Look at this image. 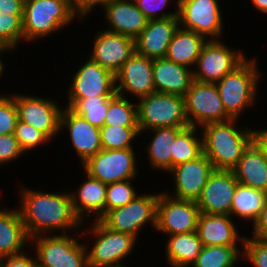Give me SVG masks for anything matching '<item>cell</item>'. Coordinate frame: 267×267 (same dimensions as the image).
I'll use <instances>...</instances> for the list:
<instances>
[{"instance_id": "cell-1", "label": "cell", "mask_w": 267, "mask_h": 267, "mask_svg": "<svg viewBox=\"0 0 267 267\" xmlns=\"http://www.w3.org/2000/svg\"><path fill=\"white\" fill-rule=\"evenodd\" d=\"M19 192L18 210L29 238L57 230L67 234L83 224L73 209L70 193H46L27 187Z\"/></svg>"}, {"instance_id": "cell-2", "label": "cell", "mask_w": 267, "mask_h": 267, "mask_svg": "<svg viewBox=\"0 0 267 267\" xmlns=\"http://www.w3.org/2000/svg\"><path fill=\"white\" fill-rule=\"evenodd\" d=\"M238 119L209 123L203 129V153L216 170H232L244 151L254 141L255 130L239 128L234 125Z\"/></svg>"}, {"instance_id": "cell-3", "label": "cell", "mask_w": 267, "mask_h": 267, "mask_svg": "<svg viewBox=\"0 0 267 267\" xmlns=\"http://www.w3.org/2000/svg\"><path fill=\"white\" fill-rule=\"evenodd\" d=\"M256 59H247L217 83V89L226 113L238 119L244 109L255 104L260 79Z\"/></svg>"}, {"instance_id": "cell-4", "label": "cell", "mask_w": 267, "mask_h": 267, "mask_svg": "<svg viewBox=\"0 0 267 267\" xmlns=\"http://www.w3.org/2000/svg\"><path fill=\"white\" fill-rule=\"evenodd\" d=\"M68 0H25L23 11L24 40L35 41L69 26L79 17Z\"/></svg>"}, {"instance_id": "cell-5", "label": "cell", "mask_w": 267, "mask_h": 267, "mask_svg": "<svg viewBox=\"0 0 267 267\" xmlns=\"http://www.w3.org/2000/svg\"><path fill=\"white\" fill-rule=\"evenodd\" d=\"M138 129L141 132L162 127H189L184 97L154 92L139 98Z\"/></svg>"}, {"instance_id": "cell-6", "label": "cell", "mask_w": 267, "mask_h": 267, "mask_svg": "<svg viewBox=\"0 0 267 267\" xmlns=\"http://www.w3.org/2000/svg\"><path fill=\"white\" fill-rule=\"evenodd\" d=\"M35 244L36 263L39 267H88L87 246L71 238L69 233L30 238Z\"/></svg>"}, {"instance_id": "cell-7", "label": "cell", "mask_w": 267, "mask_h": 267, "mask_svg": "<svg viewBox=\"0 0 267 267\" xmlns=\"http://www.w3.org/2000/svg\"><path fill=\"white\" fill-rule=\"evenodd\" d=\"M89 229V234L96 240L87 252L88 267L122 265L120 262L131 254L137 241L131 234L109 229L101 220H95Z\"/></svg>"}, {"instance_id": "cell-8", "label": "cell", "mask_w": 267, "mask_h": 267, "mask_svg": "<svg viewBox=\"0 0 267 267\" xmlns=\"http://www.w3.org/2000/svg\"><path fill=\"white\" fill-rule=\"evenodd\" d=\"M185 115L190 126L232 119L225 111L216 84L193 81L184 95Z\"/></svg>"}, {"instance_id": "cell-9", "label": "cell", "mask_w": 267, "mask_h": 267, "mask_svg": "<svg viewBox=\"0 0 267 267\" xmlns=\"http://www.w3.org/2000/svg\"><path fill=\"white\" fill-rule=\"evenodd\" d=\"M160 193L138 194L130 203L108 211L100 220L114 231L138 237L139 231L151 222L156 228L157 202ZM138 233V234H137Z\"/></svg>"}, {"instance_id": "cell-10", "label": "cell", "mask_w": 267, "mask_h": 267, "mask_svg": "<svg viewBox=\"0 0 267 267\" xmlns=\"http://www.w3.org/2000/svg\"><path fill=\"white\" fill-rule=\"evenodd\" d=\"M246 59L241 51L230 49L220 39L207 40L198 56L196 71L193 69V78L200 83L216 84Z\"/></svg>"}, {"instance_id": "cell-11", "label": "cell", "mask_w": 267, "mask_h": 267, "mask_svg": "<svg viewBox=\"0 0 267 267\" xmlns=\"http://www.w3.org/2000/svg\"><path fill=\"white\" fill-rule=\"evenodd\" d=\"M176 6L181 28L194 31L208 40H219L223 19L217 0H177Z\"/></svg>"}, {"instance_id": "cell-12", "label": "cell", "mask_w": 267, "mask_h": 267, "mask_svg": "<svg viewBox=\"0 0 267 267\" xmlns=\"http://www.w3.org/2000/svg\"><path fill=\"white\" fill-rule=\"evenodd\" d=\"M135 156L133 148L101 149L83 163L82 167L90 177L106 184L134 179L138 173Z\"/></svg>"}, {"instance_id": "cell-13", "label": "cell", "mask_w": 267, "mask_h": 267, "mask_svg": "<svg viewBox=\"0 0 267 267\" xmlns=\"http://www.w3.org/2000/svg\"><path fill=\"white\" fill-rule=\"evenodd\" d=\"M200 210L196 201L174 198L168 192L159 194L156 228L163 234L176 235L197 231Z\"/></svg>"}, {"instance_id": "cell-14", "label": "cell", "mask_w": 267, "mask_h": 267, "mask_svg": "<svg viewBox=\"0 0 267 267\" xmlns=\"http://www.w3.org/2000/svg\"><path fill=\"white\" fill-rule=\"evenodd\" d=\"M19 121L43 132L51 141L61 132L62 108L55 101L34 96L15 95Z\"/></svg>"}, {"instance_id": "cell-15", "label": "cell", "mask_w": 267, "mask_h": 267, "mask_svg": "<svg viewBox=\"0 0 267 267\" xmlns=\"http://www.w3.org/2000/svg\"><path fill=\"white\" fill-rule=\"evenodd\" d=\"M68 99L96 98L116 94L115 74L89 59L73 75Z\"/></svg>"}, {"instance_id": "cell-16", "label": "cell", "mask_w": 267, "mask_h": 267, "mask_svg": "<svg viewBox=\"0 0 267 267\" xmlns=\"http://www.w3.org/2000/svg\"><path fill=\"white\" fill-rule=\"evenodd\" d=\"M214 170L212 162L204 153L194 160L174 166L169 171L175 184L172 197L196 201Z\"/></svg>"}, {"instance_id": "cell-17", "label": "cell", "mask_w": 267, "mask_h": 267, "mask_svg": "<svg viewBox=\"0 0 267 267\" xmlns=\"http://www.w3.org/2000/svg\"><path fill=\"white\" fill-rule=\"evenodd\" d=\"M115 80L116 93L121 96L129 92L138 99L156 92L153 60L135 52L115 74Z\"/></svg>"}, {"instance_id": "cell-18", "label": "cell", "mask_w": 267, "mask_h": 267, "mask_svg": "<svg viewBox=\"0 0 267 267\" xmlns=\"http://www.w3.org/2000/svg\"><path fill=\"white\" fill-rule=\"evenodd\" d=\"M238 181L232 170H214L196 200L201 213L230 215Z\"/></svg>"}, {"instance_id": "cell-19", "label": "cell", "mask_w": 267, "mask_h": 267, "mask_svg": "<svg viewBox=\"0 0 267 267\" xmlns=\"http://www.w3.org/2000/svg\"><path fill=\"white\" fill-rule=\"evenodd\" d=\"M89 58L116 74L136 52L135 39L107 30L97 33Z\"/></svg>"}, {"instance_id": "cell-20", "label": "cell", "mask_w": 267, "mask_h": 267, "mask_svg": "<svg viewBox=\"0 0 267 267\" xmlns=\"http://www.w3.org/2000/svg\"><path fill=\"white\" fill-rule=\"evenodd\" d=\"M179 27L178 17L148 20L146 28L135 39L136 53L152 60L165 58Z\"/></svg>"}, {"instance_id": "cell-21", "label": "cell", "mask_w": 267, "mask_h": 267, "mask_svg": "<svg viewBox=\"0 0 267 267\" xmlns=\"http://www.w3.org/2000/svg\"><path fill=\"white\" fill-rule=\"evenodd\" d=\"M65 127L70 133L72 145L78 153L81 164L102 149L100 128L91 125L67 107L63 108L60 118V130L66 129Z\"/></svg>"}, {"instance_id": "cell-22", "label": "cell", "mask_w": 267, "mask_h": 267, "mask_svg": "<svg viewBox=\"0 0 267 267\" xmlns=\"http://www.w3.org/2000/svg\"><path fill=\"white\" fill-rule=\"evenodd\" d=\"M102 7L110 27L107 31L136 39L147 26L148 19L134 0H107Z\"/></svg>"}, {"instance_id": "cell-23", "label": "cell", "mask_w": 267, "mask_h": 267, "mask_svg": "<svg viewBox=\"0 0 267 267\" xmlns=\"http://www.w3.org/2000/svg\"><path fill=\"white\" fill-rule=\"evenodd\" d=\"M197 234L203 246H238L240 237L236 225L227 214H205L198 217ZM238 242V243H237Z\"/></svg>"}, {"instance_id": "cell-24", "label": "cell", "mask_w": 267, "mask_h": 267, "mask_svg": "<svg viewBox=\"0 0 267 267\" xmlns=\"http://www.w3.org/2000/svg\"><path fill=\"white\" fill-rule=\"evenodd\" d=\"M190 69L166 58L154 59L153 78L155 91L184 97L194 81L193 70Z\"/></svg>"}, {"instance_id": "cell-25", "label": "cell", "mask_w": 267, "mask_h": 267, "mask_svg": "<svg viewBox=\"0 0 267 267\" xmlns=\"http://www.w3.org/2000/svg\"><path fill=\"white\" fill-rule=\"evenodd\" d=\"M106 192V183L86 173V181L79 186L77 192L70 193L73 209L82 223L85 222V216L89 218L92 213L97 214L96 220H100L105 215Z\"/></svg>"}, {"instance_id": "cell-26", "label": "cell", "mask_w": 267, "mask_h": 267, "mask_svg": "<svg viewBox=\"0 0 267 267\" xmlns=\"http://www.w3.org/2000/svg\"><path fill=\"white\" fill-rule=\"evenodd\" d=\"M232 172L239 184L267 193V160L254 141L244 151Z\"/></svg>"}, {"instance_id": "cell-27", "label": "cell", "mask_w": 267, "mask_h": 267, "mask_svg": "<svg viewBox=\"0 0 267 267\" xmlns=\"http://www.w3.org/2000/svg\"><path fill=\"white\" fill-rule=\"evenodd\" d=\"M30 241L19 210H0V258L23 253Z\"/></svg>"}, {"instance_id": "cell-28", "label": "cell", "mask_w": 267, "mask_h": 267, "mask_svg": "<svg viewBox=\"0 0 267 267\" xmlns=\"http://www.w3.org/2000/svg\"><path fill=\"white\" fill-rule=\"evenodd\" d=\"M207 40L194 31L179 27L168 45L165 58L190 68V66L196 65L198 56Z\"/></svg>"}, {"instance_id": "cell-29", "label": "cell", "mask_w": 267, "mask_h": 267, "mask_svg": "<svg viewBox=\"0 0 267 267\" xmlns=\"http://www.w3.org/2000/svg\"><path fill=\"white\" fill-rule=\"evenodd\" d=\"M186 127H162L151 129L152 140L146 146L150 166L169 172L172 169L173 144Z\"/></svg>"}, {"instance_id": "cell-30", "label": "cell", "mask_w": 267, "mask_h": 267, "mask_svg": "<svg viewBox=\"0 0 267 267\" xmlns=\"http://www.w3.org/2000/svg\"><path fill=\"white\" fill-rule=\"evenodd\" d=\"M203 248L197 231L170 235L165 253L171 267H191Z\"/></svg>"}, {"instance_id": "cell-31", "label": "cell", "mask_w": 267, "mask_h": 267, "mask_svg": "<svg viewBox=\"0 0 267 267\" xmlns=\"http://www.w3.org/2000/svg\"><path fill=\"white\" fill-rule=\"evenodd\" d=\"M266 199V192L238 183L232 198L230 216L237 215L242 220H252L254 224L264 208Z\"/></svg>"}, {"instance_id": "cell-32", "label": "cell", "mask_w": 267, "mask_h": 267, "mask_svg": "<svg viewBox=\"0 0 267 267\" xmlns=\"http://www.w3.org/2000/svg\"><path fill=\"white\" fill-rule=\"evenodd\" d=\"M112 96H96V98L68 99L67 108L77 116H81L91 125L104 126L105 115L109 108V98Z\"/></svg>"}, {"instance_id": "cell-33", "label": "cell", "mask_w": 267, "mask_h": 267, "mask_svg": "<svg viewBox=\"0 0 267 267\" xmlns=\"http://www.w3.org/2000/svg\"><path fill=\"white\" fill-rule=\"evenodd\" d=\"M198 128L186 127L173 144L172 168L178 164L191 161L203 153L202 137H197Z\"/></svg>"}, {"instance_id": "cell-34", "label": "cell", "mask_w": 267, "mask_h": 267, "mask_svg": "<svg viewBox=\"0 0 267 267\" xmlns=\"http://www.w3.org/2000/svg\"><path fill=\"white\" fill-rule=\"evenodd\" d=\"M104 125L138 127L137 102L134 105L117 93L110 97Z\"/></svg>"}, {"instance_id": "cell-35", "label": "cell", "mask_w": 267, "mask_h": 267, "mask_svg": "<svg viewBox=\"0 0 267 267\" xmlns=\"http://www.w3.org/2000/svg\"><path fill=\"white\" fill-rule=\"evenodd\" d=\"M239 253L237 246H203L191 267H235Z\"/></svg>"}, {"instance_id": "cell-36", "label": "cell", "mask_w": 267, "mask_h": 267, "mask_svg": "<svg viewBox=\"0 0 267 267\" xmlns=\"http://www.w3.org/2000/svg\"><path fill=\"white\" fill-rule=\"evenodd\" d=\"M138 127L104 125L100 128L102 149L123 150L132 147V140L139 136Z\"/></svg>"}, {"instance_id": "cell-37", "label": "cell", "mask_w": 267, "mask_h": 267, "mask_svg": "<svg viewBox=\"0 0 267 267\" xmlns=\"http://www.w3.org/2000/svg\"><path fill=\"white\" fill-rule=\"evenodd\" d=\"M23 40V14L0 13V45L11 48L13 52Z\"/></svg>"}, {"instance_id": "cell-38", "label": "cell", "mask_w": 267, "mask_h": 267, "mask_svg": "<svg viewBox=\"0 0 267 267\" xmlns=\"http://www.w3.org/2000/svg\"><path fill=\"white\" fill-rule=\"evenodd\" d=\"M132 180L128 179L107 184L105 214L112 209L125 206L136 198L138 194L131 184Z\"/></svg>"}, {"instance_id": "cell-39", "label": "cell", "mask_w": 267, "mask_h": 267, "mask_svg": "<svg viewBox=\"0 0 267 267\" xmlns=\"http://www.w3.org/2000/svg\"><path fill=\"white\" fill-rule=\"evenodd\" d=\"M14 136L24 152L51 141L43 132L19 120L15 127Z\"/></svg>"}, {"instance_id": "cell-40", "label": "cell", "mask_w": 267, "mask_h": 267, "mask_svg": "<svg viewBox=\"0 0 267 267\" xmlns=\"http://www.w3.org/2000/svg\"><path fill=\"white\" fill-rule=\"evenodd\" d=\"M18 120L15 94L0 95V135L14 133Z\"/></svg>"}, {"instance_id": "cell-41", "label": "cell", "mask_w": 267, "mask_h": 267, "mask_svg": "<svg viewBox=\"0 0 267 267\" xmlns=\"http://www.w3.org/2000/svg\"><path fill=\"white\" fill-rule=\"evenodd\" d=\"M242 247L243 259L248 260L255 267H267V240L245 237Z\"/></svg>"}, {"instance_id": "cell-42", "label": "cell", "mask_w": 267, "mask_h": 267, "mask_svg": "<svg viewBox=\"0 0 267 267\" xmlns=\"http://www.w3.org/2000/svg\"><path fill=\"white\" fill-rule=\"evenodd\" d=\"M169 1L170 0H134L137 8L145 15L148 20L177 17L178 10L170 13L161 11V9H164V7L167 6Z\"/></svg>"}, {"instance_id": "cell-43", "label": "cell", "mask_w": 267, "mask_h": 267, "mask_svg": "<svg viewBox=\"0 0 267 267\" xmlns=\"http://www.w3.org/2000/svg\"><path fill=\"white\" fill-rule=\"evenodd\" d=\"M24 153L14 133L0 135V165L10 163L14 159L17 160Z\"/></svg>"}, {"instance_id": "cell-44", "label": "cell", "mask_w": 267, "mask_h": 267, "mask_svg": "<svg viewBox=\"0 0 267 267\" xmlns=\"http://www.w3.org/2000/svg\"><path fill=\"white\" fill-rule=\"evenodd\" d=\"M0 267H37L36 257L26 256L24 252L6 256L0 258Z\"/></svg>"}, {"instance_id": "cell-45", "label": "cell", "mask_w": 267, "mask_h": 267, "mask_svg": "<svg viewBox=\"0 0 267 267\" xmlns=\"http://www.w3.org/2000/svg\"><path fill=\"white\" fill-rule=\"evenodd\" d=\"M70 6L81 19H84L89 15L90 10H93L96 6H103L107 0H68Z\"/></svg>"}, {"instance_id": "cell-46", "label": "cell", "mask_w": 267, "mask_h": 267, "mask_svg": "<svg viewBox=\"0 0 267 267\" xmlns=\"http://www.w3.org/2000/svg\"><path fill=\"white\" fill-rule=\"evenodd\" d=\"M253 237L267 240V199L259 218L253 224Z\"/></svg>"}, {"instance_id": "cell-47", "label": "cell", "mask_w": 267, "mask_h": 267, "mask_svg": "<svg viewBox=\"0 0 267 267\" xmlns=\"http://www.w3.org/2000/svg\"><path fill=\"white\" fill-rule=\"evenodd\" d=\"M25 0H0L1 14H23Z\"/></svg>"}, {"instance_id": "cell-48", "label": "cell", "mask_w": 267, "mask_h": 267, "mask_svg": "<svg viewBox=\"0 0 267 267\" xmlns=\"http://www.w3.org/2000/svg\"><path fill=\"white\" fill-rule=\"evenodd\" d=\"M254 142L263 151L265 158L267 160V129L255 130Z\"/></svg>"}, {"instance_id": "cell-49", "label": "cell", "mask_w": 267, "mask_h": 267, "mask_svg": "<svg viewBox=\"0 0 267 267\" xmlns=\"http://www.w3.org/2000/svg\"><path fill=\"white\" fill-rule=\"evenodd\" d=\"M251 4L260 12L267 13V0H250Z\"/></svg>"}, {"instance_id": "cell-50", "label": "cell", "mask_w": 267, "mask_h": 267, "mask_svg": "<svg viewBox=\"0 0 267 267\" xmlns=\"http://www.w3.org/2000/svg\"><path fill=\"white\" fill-rule=\"evenodd\" d=\"M12 49L7 47V46H4V45H0V55L4 52H7V51H11ZM3 70H4V63L2 62L1 58H0V77L2 76L3 74Z\"/></svg>"}, {"instance_id": "cell-51", "label": "cell", "mask_w": 267, "mask_h": 267, "mask_svg": "<svg viewBox=\"0 0 267 267\" xmlns=\"http://www.w3.org/2000/svg\"><path fill=\"white\" fill-rule=\"evenodd\" d=\"M109 267H127V266H125V265H118V266H109Z\"/></svg>"}]
</instances>
